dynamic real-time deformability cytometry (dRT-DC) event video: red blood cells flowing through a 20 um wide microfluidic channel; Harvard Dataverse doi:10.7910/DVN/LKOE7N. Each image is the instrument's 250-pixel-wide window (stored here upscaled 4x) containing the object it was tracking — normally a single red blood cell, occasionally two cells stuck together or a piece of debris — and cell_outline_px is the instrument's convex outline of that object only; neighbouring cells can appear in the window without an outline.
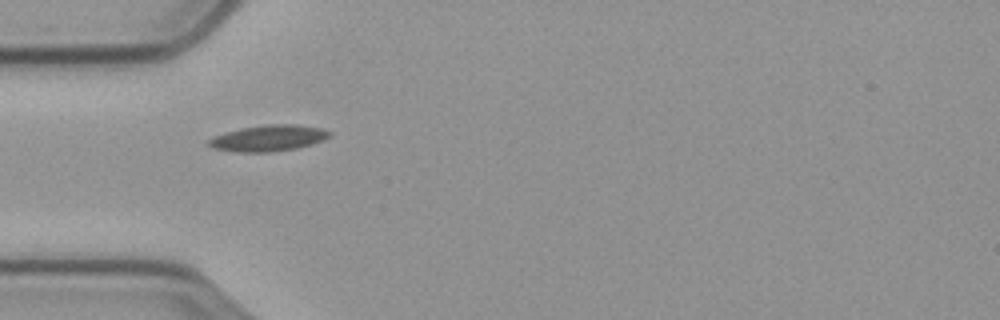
{"species": "common noctule bat (a hibernating species)", "species_latin": "Nyctalus noctula", "temperature_condition": "cold", "stored_images_in_passage": 9, "camera_frame_rate_fps": 3000, "um_per_image_px": 0.085, "animal": {"sex": "male", "body_mass_g": 23.1, "forearm_length_mm": 52.7}, "frame": {"image": 1, "passage_image": 1, "time_ms": 0.0, "image_size_px": [1000, 320], "cell_outline_px": [[332, 136], [312, 144], [296, 148], [272, 152], [236, 152], [212, 148], [204, 144], [212, 136], [240, 128], [264, 124], [296, 124], [320, 128], [332, 132]], "centroid_in_image_um": [22.77, 11.74], "position_along_channel_um": 62.2, "area_um2": 18.67}}
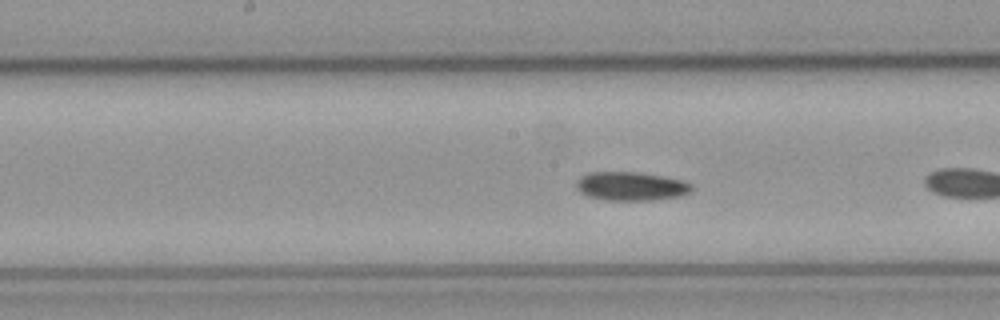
{"frame": {"image": 2, "passage_image": 6, "time_ms": 1.667, "image_size_px": [1000, 320], "cell_outline_px": [[692, 192], [680, 196], [652, 200], [604, 200], [588, 196], [580, 192], [576, 188], [576, 180], [580, 176], [588, 172], [640, 172], [664, 176], [684, 180], [692, 184]], "centroid_in_image_um": [53.64, 15.82], "position_along_channel_um": 194.6, "area_um2": 19.59}}